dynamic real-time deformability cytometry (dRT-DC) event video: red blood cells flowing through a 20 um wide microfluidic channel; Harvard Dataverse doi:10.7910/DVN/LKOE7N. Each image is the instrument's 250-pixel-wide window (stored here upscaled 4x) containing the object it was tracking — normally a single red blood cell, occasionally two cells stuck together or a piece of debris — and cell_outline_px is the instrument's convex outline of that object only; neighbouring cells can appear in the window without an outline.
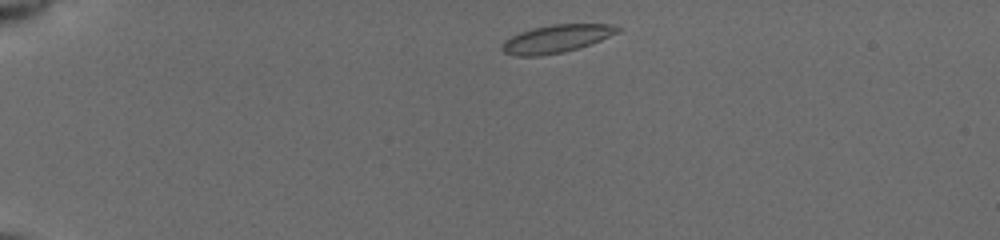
{"species": "common noctule bat (a hibernating species)", "species_latin": "Nyctalus noctula", "temperature_condition": "cold", "stored_images_in_passage": 9, "camera_frame_rate_fps": 3000, "um_per_image_px": 0.085, "animal": {"sex": "female", "body_mass_g": 19.5, "forearm_length_mm": 54.1}, "frame": {"image": 1, "passage_image": 2, "time_ms": 0.333, "image_size_px": [1000, 240], "cell_outline_px": [[624, 28], [620, 32], [600, 40], [564, 52], [540, 56], [516, 56], [504, 52], [500, 48], [500, 44], [504, 40], [520, 32], [532, 28], [552, 24], [612, 24]], "centroid_in_image_um": [47.28, 3.29], "position_along_channel_um": 37.7, "area_um2": 18.84}}